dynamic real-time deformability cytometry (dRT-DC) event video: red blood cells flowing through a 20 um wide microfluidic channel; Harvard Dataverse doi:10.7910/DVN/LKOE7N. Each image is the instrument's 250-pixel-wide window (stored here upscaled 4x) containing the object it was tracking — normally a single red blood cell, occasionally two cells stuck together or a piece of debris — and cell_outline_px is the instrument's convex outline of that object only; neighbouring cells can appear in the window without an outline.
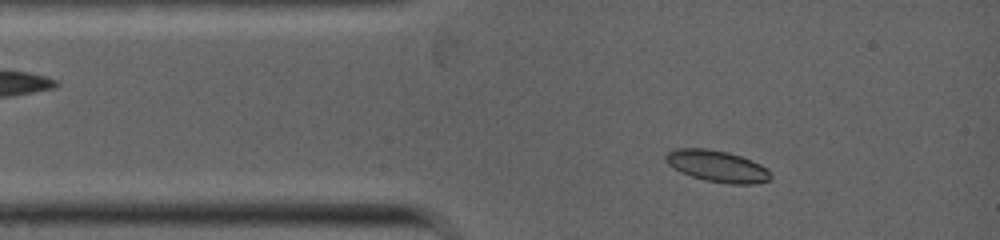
{"species": "common noctule bat (a hibernating species)", "species_latin": "Nyctalus noctula", "temperature_condition": "warm", "stored_images_in_passage": 46, "camera_frame_rate_fps": 5000, "um_per_image_px": 0.085, "animal": {"sex": "female", "body_mass_g": 19.0, "forearm_length_mm": 53.3}, "frame": {"image": 1, "passage_image": 3, "time_ms": 0.6, "image_size_px": [1000, 240], "cell_outline_px": [[772, 176], [768, 180], [752, 184], [728, 184], [704, 180], [680, 172], [668, 164], [664, 160], [664, 156], [668, 152], [676, 148], [708, 148], [728, 152], [752, 160], [768, 168]], "centroid_in_image_um": [60.95, 14.12], "position_along_channel_um": 24.1, "area_um2": 19.42}}
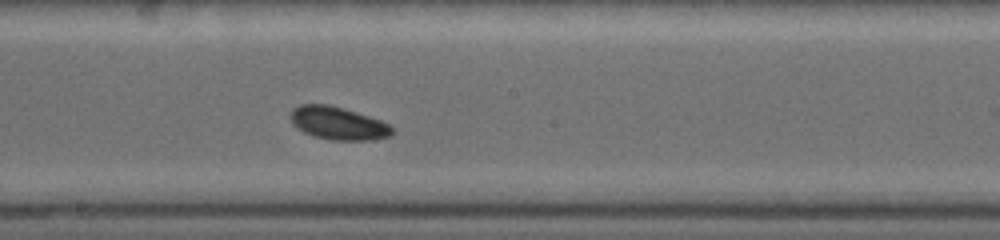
{"frame": {"image": 2, "passage_image": 18, "time_ms": 5.0, "image_size_px": [1000, 240], "cell_outline_px": [[396, 132], [388, 136], [372, 140], [332, 140], [312, 136], [296, 128], [292, 124], [288, 116], [292, 108], [300, 104], [328, 104], [344, 108], [380, 120], [396, 128]], "centroid_in_image_um": [28.71, 10.47], "position_along_channel_um": 219.5, "area_um2": 19.83}}
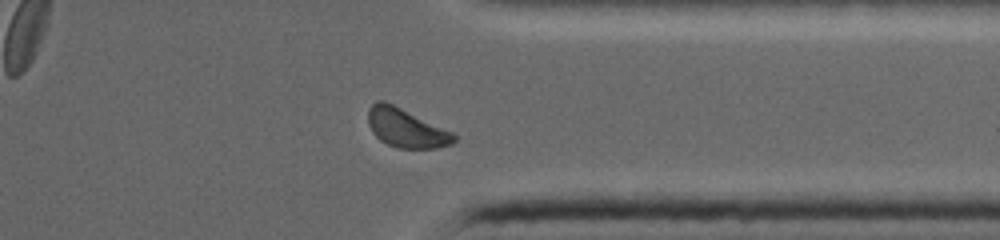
{"frame": {"image": 3, "passage_image": 38, "time_ms": 8.2, "image_size_px": [1000, 240], "cell_outline_px": [[456, 140], [452, 144], [436, 148], [396, 148], [380, 140], [372, 132], [368, 124], [368, 108], [376, 100], [384, 100], [452, 132], [456, 136]], "centroid_in_image_um": [34.49, 10.88], "position_along_channel_um": 376.9, "area_um2": 19.31}}